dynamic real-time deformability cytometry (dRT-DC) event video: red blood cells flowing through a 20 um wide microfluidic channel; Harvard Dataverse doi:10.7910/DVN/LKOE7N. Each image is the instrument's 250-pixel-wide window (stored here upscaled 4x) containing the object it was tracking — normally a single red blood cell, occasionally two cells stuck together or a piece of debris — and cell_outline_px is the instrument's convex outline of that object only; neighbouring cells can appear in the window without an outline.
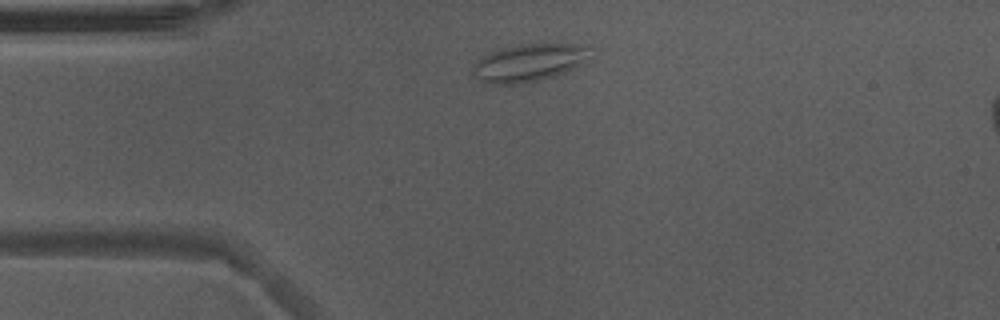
{"species": "Egyptian fruit bat (a non-hibernating species)", "species_latin": "Rousettus aegyptiacus", "temperature_condition": "warm", "stored_images_in_passage": 41, "camera_frame_rate_fps": 3000, "um_per_image_px": 0.085, "animal": {"sex": "male"}, "frame": {"image": 1, "passage_image": 1, "time_ms": 0.0, "image_size_px": [1000, 320], "cell_outline_px": [[588, 48], [584, 64], [556, 76], [524, 84], [488, 84], [480, 80], [472, 72], [472, 68], [484, 56], [500, 48], [520, 44], [580, 44]], "centroid_in_image_um": [44.95, 5.35], "position_along_channel_um": 40.0, "area_um2": 25.49}}
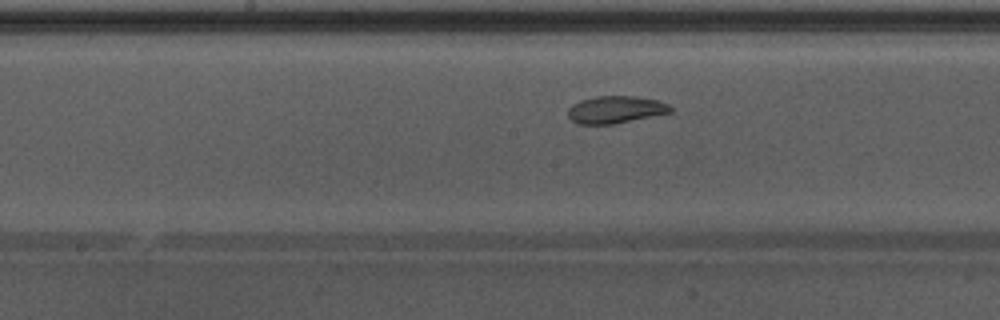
{"frame": {"image": 2, "passage_image": 15, "time_ms": 4.667, "image_size_px": [1000, 320], "cell_outline_px": [[672, 112], [612, 124], [576, 124], [568, 116], [568, 108], [572, 104], [580, 100], [596, 96], [636, 96], [656, 100], [668, 104], [672, 108]], "centroid_in_image_um": [52.29, 9.31], "position_along_channel_um": 195.9, "area_um2": 16.24}}
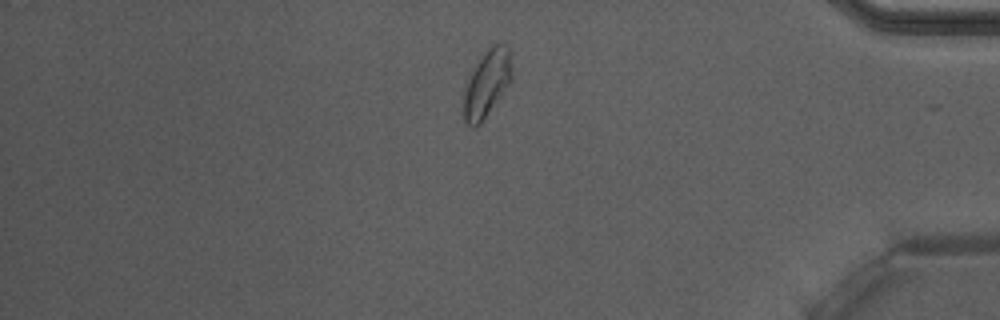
{"frame": {"image": 3, "passage_image": 33, "time_ms": 10.667, "image_size_px": [1000, 320], "cell_outline_px": [[512, 80], [480, 124], [472, 128], [464, 120], [460, 112], [460, 108], [464, 92], [472, 68], [480, 56], [492, 44], [504, 44], [508, 48], [512, 68]], "centroid_in_image_um": [41.33, 7.13], "position_along_channel_um": 393.9, "area_um2": 19.13}, "authors_computed_cell_mechanics": {"area_um2": 18.1492, "velocity_mm_per_s": 3.8618, "shape_relaxation_time_tau1_ms": null, "shape_relaxation_time_tau2_ms": 1.7447, "deformation_change_tau1": null, "deformation_change_tau2": 0.0596}}